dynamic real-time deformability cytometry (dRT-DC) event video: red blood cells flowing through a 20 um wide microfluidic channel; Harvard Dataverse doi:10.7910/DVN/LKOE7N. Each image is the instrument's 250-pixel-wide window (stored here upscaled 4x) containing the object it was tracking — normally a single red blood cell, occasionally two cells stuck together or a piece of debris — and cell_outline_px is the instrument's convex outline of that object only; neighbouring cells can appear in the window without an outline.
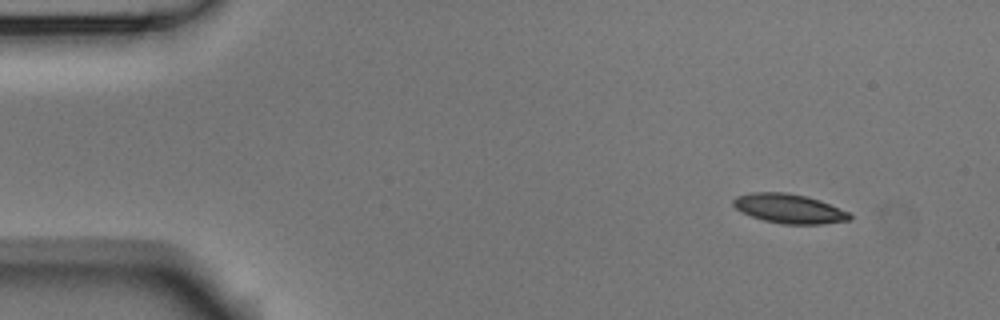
{"species": "Egyptian fruit bat (a non-hibernating species)", "species_latin": "Rousettus aegyptiacus", "temperature_condition": "room temperature", "stored_images_in_passage": 4, "camera_frame_rate_fps": 3000, "um_per_image_px": 0.085, "animal": {"sex": "male"}, "frame": {"image": 1, "passage_image": 1, "time_ms": 0.0, "image_size_px": [1000, 320], "cell_outline_px": [[852, 220], [820, 224], [780, 224], [764, 220], [740, 212], [732, 204], [732, 200], [736, 196], [752, 192], [788, 192], [820, 200], [848, 212], [852, 216]], "centroid_in_image_um": [67.05, 17.73], "position_along_channel_um": 17.9, "area_um2": 19.94}}
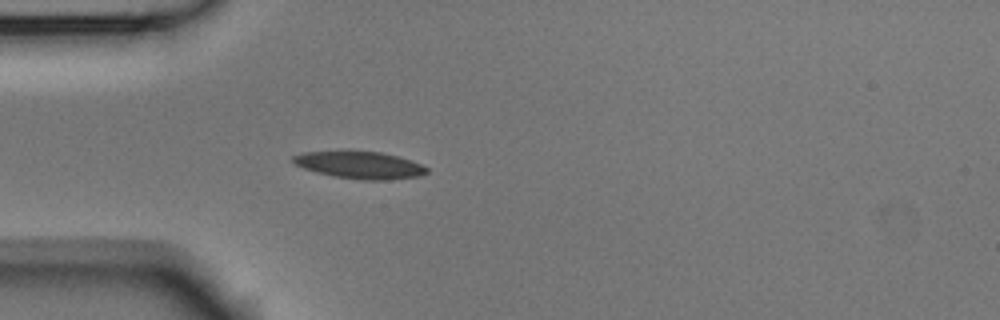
{"frame": {"image": 2, "passage_image": 4, "time_ms": 1.0, "image_size_px": [1000, 320], "cell_outline_px": [[428, 172], [420, 176], [388, 180], [360, 180], [332, 176], [316, 172], [304, 168], [296, 164], [292, 160], [292, 156], [304, 152], [380, 152], [396, 156], [420, 164], [428, 168]], "centroid_in_image_um": [30.59, 14.05], "position_along_channel_um": 54.4, "area_um2": 20.81}}